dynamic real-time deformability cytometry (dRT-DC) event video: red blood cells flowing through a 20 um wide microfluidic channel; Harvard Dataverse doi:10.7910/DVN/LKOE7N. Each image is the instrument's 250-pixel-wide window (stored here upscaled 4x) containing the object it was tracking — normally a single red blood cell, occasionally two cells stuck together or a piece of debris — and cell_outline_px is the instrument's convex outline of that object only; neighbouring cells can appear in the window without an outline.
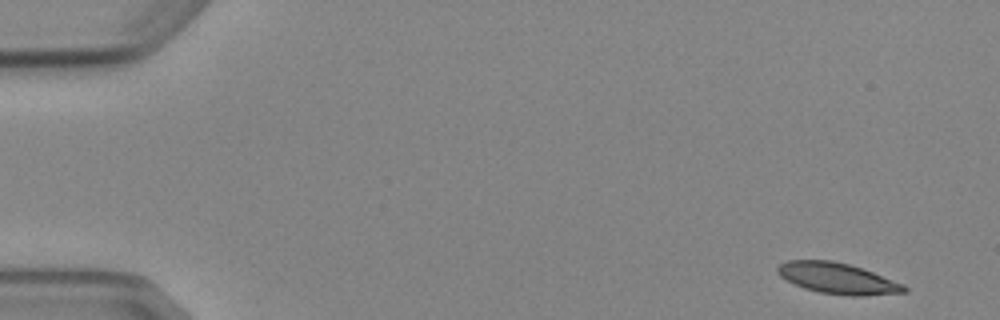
{"species": "Egyptian fruit bat (a non-hibernating species)", "species_latin": "Rousettus aegyptiacus", "temperature_condition": "cold", "stored_images_in_passage": 9, "camera_frame_rate_fps": 3000, "um_per_image_px": 0.085, "animal": {"sex": "female"}, "frame": {"image": 1, "passage_image": 1, "time_ms": 0.0, "image_size_px": [1000, 320], "cell_outline_px": [[908, 292], [864, 296], [852, 296], [820, 292], [804, 288], [780, 276], [776, 272], [776, 268], [780, 264], [788, 260], [832, 260], [848, 264], [872, 272], [904, 284], [908, 288]], "centroid_in_image_um": [71.21, 23.66], "position_along_channel_um": 13.8, "area_um2": 22.66}}
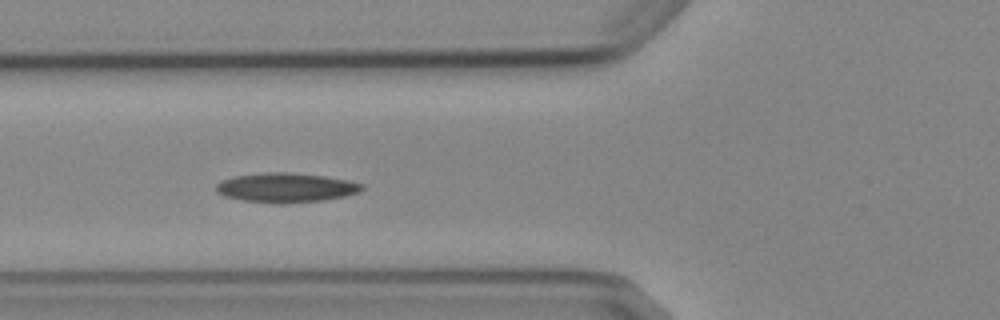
{"frame": {"image": 2, "passage_image": 6, "time_ms": 5.667, "image_size_px": [1000, 320], "cell_outline_px": [[364, 188], [360, 192], [348, 196], [324, 200], [284, 204], [276, 204], [244, 200], [224, 196], [216, 192], [216, 184], [220, 180], [232, 176], [264, 172], [288, 172], [324, 176], [348, 180], [364, 184]], "centroid_in_image_um": [24.31, 15.95], "position_along_channel_um": 101.5, "area_um2": 25.43}}